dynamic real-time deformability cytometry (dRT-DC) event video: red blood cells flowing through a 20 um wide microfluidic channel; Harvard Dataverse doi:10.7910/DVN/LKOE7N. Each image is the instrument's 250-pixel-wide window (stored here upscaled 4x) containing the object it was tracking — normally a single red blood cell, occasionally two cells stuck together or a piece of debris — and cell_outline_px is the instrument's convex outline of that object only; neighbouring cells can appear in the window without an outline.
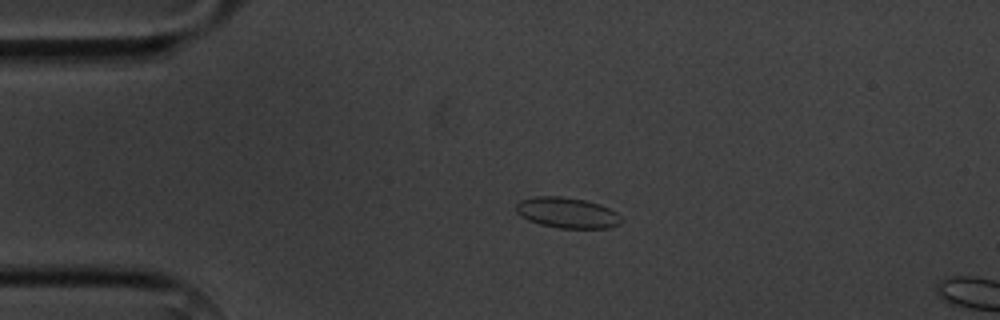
{"species": "common noctule bat (a hibernating species)", "species_latin": "Nyctalus noctula", "temperature_condition": "cold", "stored_images_in_passage": 4, "camera_frame_rate_fps": 3000, "um_per_image_px": 0.085, "animal": {"sex": "male", "body_mass_g": 20.1, "forearm_length_mm": 53.5}, "frame": {"image": 1, "passage_image": 3, "time_ms": 2.333, "image_size_px": [1000, 320], "cell_outline_px": [[624, 220], [620, 224], [608, 228], [560, 228], [540, 224], [528, 220], [520, 216], [516, 212], [516, 204], [520, 200], [536, 196], [560, 196], [584, 200], [600, 204], [616, 212]], "centroid_in_image_um": [48.21, 18.08], "position_along_channel_um": 36.8, "area_um2": 18.84}}